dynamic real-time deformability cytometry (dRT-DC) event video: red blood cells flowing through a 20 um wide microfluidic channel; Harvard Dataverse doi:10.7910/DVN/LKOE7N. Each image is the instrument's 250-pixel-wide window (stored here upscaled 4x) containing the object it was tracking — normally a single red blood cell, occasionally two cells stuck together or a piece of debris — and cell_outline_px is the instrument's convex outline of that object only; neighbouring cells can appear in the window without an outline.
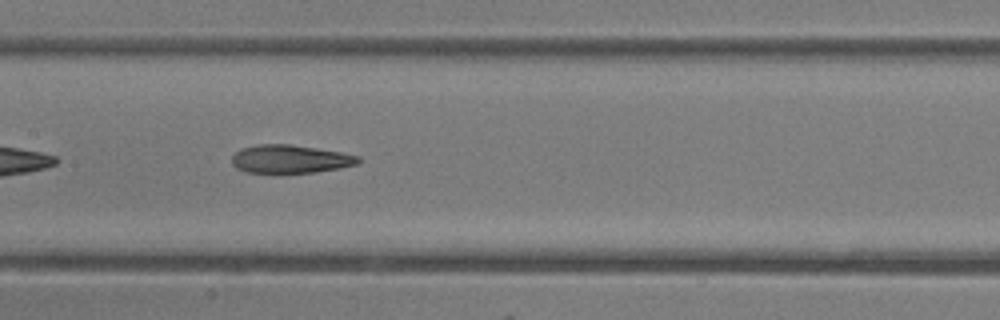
{"species": "common noctule bat (a hibernating species)", "species_latin": "Nyctalus noctula", "temperature_condition": "room temperature", "stored_images_in_passage": 32, "camera_frame_rate_fps": 3000, "um_per_image_px": 0.085, "animal": {"sex": "female"}, "frame": {"image": 1, "passage_image": 10, "time_ms": 3.0, "image_size_px": [1000, 320], "cell_outline_px": [[360, 160], [356, 164], [340, 168], [316, 172], [280, 176], [244, 172], [236, 168], [232, 164], [232, 156], [240, 148], [256, 144], [288, 144], [316, 148], [340, 152], [360, 156]], "centroid_in_image_um": [24.59, 13.57], "position_along_channel_um": 182.8, "area_um2": 21.73}}
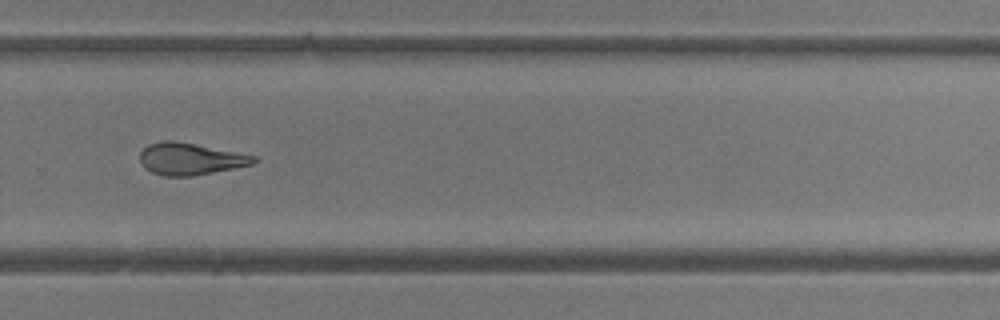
{"frame": {"image": 2, "passage_image": 18, "time_ms": 5.667, "image_size_px": [1000, 320], "cell_outline_px": [[260, 160], [252, 164], [192, 176], [164, 176], [152, 172], [144, 168], [140, 160], [140, 152], [148, 144], [160, 140], [172, 140], [236, 152], [256, 156]], "centroid_in_image_um": [16.14, 13.5], "position_along_channel_um": 313.7, "area_um2": 20.98}}